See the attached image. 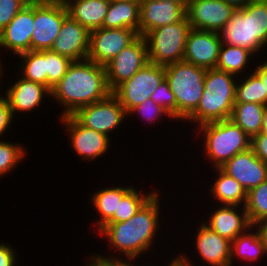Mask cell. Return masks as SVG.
<instances>
[{
  "mask_svg": "<svg viewBox=\"0 0 267 266\" xmlns=\"http://www.w3.org/2000/svg\"><path fill=\"white\" fill-rule=\"evenodd\" d=\"M110 93L105 66L85 59L69 65L66 74L52 88L50 96L66 107L62 116H69L81 107L106 98Z\"/></svg>",
  "mask_w": 267,
  "mask_h": 266,
  "instance_id": "cell-1",
  "label": "cell"
},
{
  "mask_svg": "<svg viewBox=\"0 0 267 266\" xmlns=\"http://www.w3.org/2000/svg\"><path fill=\"white\" fill-rule=\"evenodd\" d=\"M158 194H154L142 208L124 222L106 223L100 233L110 244L124 253L129 260L136 258L150 248L158 228Z\"/></svg>",
  "mask_w": 267,
  "mask_h": 266,
  "instance_id": "cell-2",
  "label": "cell"
},
{
  "mask_svg": "<svg viewBox=\"0 0 267 266\" xmlns=\"http://www.w3.org/2000/svg\"><path fill=\"white\" fill-rule=\"evenodd\" d=\"M221 33V42L226 45L239 46L252 53L259 51L267 43V2L239 6Z\"/></svg>",
  "mask_w": 267,
  "mask_h": 266,
  "instance_id": "cell-3",
  "label": "cell"
},
{
  "mask_svg": "<svg viewBox=\"0 0 267 266\" xmlns=\"http://www.w3.org/2000/svg\"><path fill=\"white\" fill-rule=\"evenodd\" d=\"M206 69L184 60L165 66V79L176 99V119H186L204 91Z\"/></svg>",
  "mask_w": 267,
  "mask_h": 266,
  "instance_id": "cell-4",
  "label": "cell"
},
{
  "mask_svg": "<svg viewBox=\"0 0 267 266\" xmlns=\"http://www.w3.org/2000/svg\"><path fill=\"white\" fill-rule=\"evenodd\" d=\"M205 135L206 154L222 167L236 154L251 148V138L231 119L200 125Z\"/></svg>",
  "mask_w": 267,
  "mask_h": 266,
  "instance_id": "cell-5",
  "label": "cell"
},
{
  "mask_svg": "<svg viewBox=\"0 0 267 266\" xmlns=\"http://www.w3.org/2000/svg\"><path fill=\"white\" fill-rule=\"evenodd\" d=\"M191 29V25L185 17L180 22L149 31L144 36L147 45L150 46L148 47L149 62L165 67L182 61L187 36Z\"/></svg>",
  "mask_w": 267,
  "mask_h": 266,
  "instance_id": "cell-6",
  "label": "cell"
},
{
  "mask_svg": "<svg viewBox=\"0 0 267 266\" xmlns=\"http://www.w3.org/2000/svg\"><path fill=\"white\" fill-rule=\"evenodd\" d=\"M165 79V67L147 63L130 79L120 84L112 93L118 98L127 114L146 99Z\"/></svg>",
  "mask_w": 267,
  "mask_h": 266,
  "instance_id": "cell-7",
  "label": "cell"
},
{
  "mask_svg": "<svg viewBox=\"0 0 267 266\" xmlns=\"http://www.w3.org/2000/svg\"><path fill=\"white\" fill-rule=\"evenodd\" d=\"M126 114L118 98L111 92L106 98L79 108L72 116L82 126L108 136L125 119Z\"/></svg>",
  "mask_w": 267,
  "mask_h": 266,
  "instance_id": "cell-8",
  "label": "cell"
},
{
  "mask_svg": "<svg viewBox=\"0 0 267 266\" xmlns=\"http://www.w3.org/2000/svg\"><path fill=\"white\" fill-rule=\"evenodd\" d=\"M148 60V45L144 36H139L105 65L106 80L113 92L120 84L130 79L143 68Z\"/></svg>",
  "mask_w": 267,
  "mask_h": 266,
  "instance_id": "cell-9",
  "label": "cell"
},
{
  "mask_svg": "<svg viewBox=\"0 0 267 266\" xmlns=\"http://www.w3.org/2000/svg\"><path fill=\"white\" fill-rule=\"evenodd\" d=\"M139 37L128 28H98L90 31L87 59L105 66Z\"/></svg>",
  "mask_w": 267,
  "mask_h": 266,
  "instance_id": "cell-10",
  "label": "cell"
},
{
  "mask_svg": "<svg viewBox=\"0 0 267 266\" xmlns=\"http://www.w3.org/2000/svg\"><path fill=\"white\" fill-rule=\"evenodd\" d=\"M67 16L68 11L63 4L34 3V29L31 37V50H50Z\"/></svg>",
  "mask_w": 267,
  "mask_h": 266,
  "instance_id": "cell-11",
  "label": "cell"
},
{
  "mask_svg": "<svg viewBox=\"0 0 267 266\" xmlns=\"http://www.w3.org/2000/svg\"><path fill=\"white\" fill-rule=\"evenodd\" d=\"M237 8L227 0H190L186 17L192 29L219 33Z\"/></svg>",
  "mask_w": 267,
  "mask_h": 266,
  "instance_id": "cell-12",
  "label": "cell"
},
{
  "mask_svg": "<svg viewBox=\"0 0 267 266\" xmlns=\"http://www.w3.org/2000/svg\"><path fill=\"white\" fill-rule=\"evenodd\" d=\"M221 44V35L218 32L191 29L183 60L205 69L216 68Z\"/></svg>",
  "mask_w": 267,
  "mask_h": 266,
  "instance_id": "cell-13",
  "label": "cell"
},
{
  "mask_svg": "<svg viewBox=\"0 0 267 266\" xmlns=\"http://www.w3.org/2000/svg\"><path fill=\"white\" fill-rule=\"evenodd\" d=\"M89 41L90 31L68 15L50 50L71 61H82L87 59Z\"/></svg>",
  "mask_w": 267,
  "mask_h": 266,
  "instance_id": "cell-14",
  "label": "cell"
},
{
  "mask_svg": "<svg viewBox=\"0 0 267 266\" xmlns=\"http://www.w3.org/2000/svg\"><path fill=\"white\" fill-rule=\"evenodd\" d=\"M220 168L238 181L246 192L267 180V164L251 148L236 154Z\"/></svg>",
  "mask_w": 267,
  "mask_h": 266,
  "instance_id": "cell-15",
  "label": "cell"
},
{
  "mask_svg": "<svg viewBox=\"0 0 267 266\" xmlns=\"http://www.w3.org/2000/svg\"><path fill=\"white\" fill-rule=\"evenodd\" d=\"M186 9L172 1L142 0L140 3L139 36L161 26L182 21Z\"/></svg>",
  "mask_w": 267,
  "mask_h": 266,
  "instance_id": "cell-16",
  "label": "cell"
},
{
  "mask_svg": "<svg viewBox=\"0 0 267 266\" xmlns=\"http://www.w3.org/2000/svg\"><path fill=\"white\" fill-rule=\"evenodd\" d=\"M34 29V3L24 6L9 24L0 31V46L22 54L31 50Z\"/></svg>",
  "mask_w": 267,
  "mask_h": 266,
  "instance_id": "cell-17",
  "label": "cell"
},
{
  "mask_svg": "<svg viewBox=\"0 0 267 266\" xmlns=\"http://www.w3.org/2000/svg\"><path fill=\"white\" fill-rule=\"evenodd\" d=\"M71 133L73 149L85 159H95L109 147V137L101 132L82 126L72 115L60 117Z\"/></svg>",
  "mask_w": 267,
  "mask_h": 266,
  "instance_id": "cell-18",
  "label": "cell"
},
{
  "mask_svg": "<svg viewBox=\"0 0 267 266\" xmlns=\"http://www.w3.org/2000/svg\"><path fill=\"white\" fill-rule=\"evenodd\" d=\"M235 94H218L204 90L197 108L185 119L193 120L200 125L230 119Z\"/></svg>",
  "mask_w": 267,
  "mask_h": 266,
  "instance_id": "cell-19",
  "label": "cell"
},
{
  "mask_svg": "<svg viewBox=\"0 0 267 266\" xmlns=\"http://www.w3.org/2000/svg\"><path fill=\"white\" fill-rule=\"evenodd\" d=\"M199 255L211 266L231 265V241L213 232L209 226L202 224L196 235Z\"/></svg>",
  "mask_w": 267,
  "mask_h": 266,
  "instance_id": "cell-20",
  "label": "cell"
},
{
  "mask_svg": "<svg viewBox=\"0 0 267 266\" xmlns=\"http://www.w3.org/2000/svg\"><path fill=\"white\" fill-rule=\"evenodd\" d=\"M236 207L237 206L224 205V207L212 214L209 224H206L213 232L218 233L221 237H224L231 242L239 234H242L253 227L248 218L245 206L243 213H241L242 215H238L237 211L234 209Z\"/></svg>",
  "mask_w": 267,
  "mask_h": 266,
  "instance_id": "cell-21",
  "label": "cell"
},
{
  "mask_svg": "<svg viewBox=\"0 0 267 266\" xmlns=\"http://www.w3.org/2000/svg\"><path fill=\"white\" fill-rule=\"evenodd\" d=\"M45 93L51 95V90L47 86L21 78L7 90L6 98L14 115L17 110L26 112L37 107Z\"/></svg>",
  "mask_w": 267,
  "mask_h": 266,
  "instance_id": "cell-22",
  "label": "cell"
},
{
  "mask_svg": "<svg viewBox=\"0 0 267 266\" xmlns=\"http://www.w3.org/2000/svg\"><path fill=\"white\" fill-rule=\"evenodd\" d=\"M109 5V0H68L65 4L68 15L89 31L103 27Z\"/></svg>",
  "mask_w": 267,
  "mask_h": 266,
  "instance_id": "cell-23",
  "label": "cell"
},
{
  "mask_svg": "<svg viewBox=\"0 0 267 266\" xmlns=\"http://www.w3.org/2000/svg\"><path fill=\"white\" fill-rule=\"evenodd\" d=\"M140 4L127 1H110L103 28H128L139 35Z\"/></svg>",
  "mask_w": 267,
  "mask_h": 266,
  "instance_id": "cell-24",
  "label": "cell"
},
{
  "mask_svg": "<svg viewBox=\"0 0 267 266\" xmlns=\"http://www.w3.org/2000/svg\"><path fill=\"white\" fill-rule=\"evenodd\" d=\"M264 109L262 104L235 102L230 119L252 138L261 132Z\"/></svg>",
  "mask_w": 267,
  "mask_h": 266,
  "instance_id": "cell-25",
  "label": "cell"
},
{
  "mask_svg": "<svg viewBox=\"0 0 267 266\" xmlns=\"http://www.w3.org/2000/svg\"><path fill=\"white\" fill-rule=\"evenodd\" d=\"M217 170L219 171V177L212 186L215 197L227 206H238L243 201L244 207L247 200L245 189L221 168H217Z\"/></svg>",
  "mask_w": 267,
  "mask_h": 266,
  "instance_id": "cell-26",
  "label": "cell"
},
{
  "mask_svg": "<svg viewBox=\"0 0 267 266\" xmlns=\"http://www.w3.org/2000/svg\"><path fill=\"white\" fill-rule=\"evenodd\" d=\"M132 187H115V188H105L98 191L93 195L92 202L100 213L101 219L99 223V229H101L115 213H117L118 200H121Z\"/></svg>",
  "mask_w": 267,
  "mask_h": 266,
  "instance_id": "cell-27",
  "label": "cell"
},
{
  "mask_svg": "<svg viewBox=\"0 0 267 266\" xmlns=\"http://www.w3.org/2000/svg\"><path fill=\"white\" fill-rule=\"evenodd\" d=\"M23 59L21 69L23 78L48 87V75L46 71V50L28 52L19 55Z\"/></svg>",
  "mask_w": 267,
  "mask_h": 266,
  "instance_id": "cell-28",
  "label": "cell"
},
{
  "mask_svg": "<svg viewBox=\"0 0 267 266\" xmlns=\"http://www.w3.org/2000/svg\"><path fill=\"white\" fill-rule=\"evenodd\" d=\"M251 54L252 52L245 48L232 45L224 47V43H222L219 49V59L216 68L236 75L245 68L244 66L249 61Z\"/></svg>",
  "mask_w": 267,
  "mask_h": 266,
  "instance_id": "cell-29",
  "label": "cell"
},
{
  "mask_svg": "<svg viewBox=\"0 0 267 266\" xmlns=\"http://www.w3.org/2000/svg\"><path fill=\"white\" fill-rule=\"evenodd\" d=\"M239 234L232 242H231V264L233 263V255H237L243 259L248 260H257L260 254H265L266 250L262 243L261 237L259 236V232L246 234ZM235 252V253H234Z\"/></svg>",
  "mask_w": 267,
  "mask_h": 266,
  "instance_id": "cell-30",
  "label": "cell"
},
{
  "mask_svg": "<svg viewBox=\"0 0 267 266\" xmlns=\"http://www.w3.org/2000/svg\"><path fill=\"white\" fill-rule=\"evenodd\" d=\"M235 102L267 105L264 84L255 72L242 83L236 85Z\"/></svg>",
  "mask_w": 267,
  "mask_h": 266,
  "instance_id": "cell-31",
  "label": "cell"
},
{
  "mask_svg": "<svg viewBox=\"0 0 267 266\" xmlns=\"http://www.w3.org/2000/svg\"><path fill=\"white\" fill-rule=\"evenodd\" d=\"M245 209L252 226L267 219V180L247 192Z\"/></svg>",
  "mask_w": 267,
  "mask_h": 266,
  "instance_id": "cell-32",
  "label": "cell"
},
{
  "mask_svg": "<svg viewBox=\"0 0 267 266\" xmlns=\"http://www.w3.org/2000/svg\"><path fill=\"white\" fill-rule=\"evenodd\" d=\"M156 193L142 196L135 191L134 187L121 199L118 200L117 213L107 223H117L127 221L134 216L142 206Z\"/></svg>",
  "mask_w": 267,
  "mask_h": 266,
  "instance_id": "cell-33",
  "label": "cell"
},
{
  "mask_svg": "<svg viewBox=\"0 0 267 266\" xmlns=\"http://www.w3.org/2000/svg\"><path fill=\"white\" fill-rule=\"evenodd\" d=\"M234 75L217 68L206 69L204 90L218 94H235L236 84L232 78Z\"/></svg>",
  "mask_w": 267,
  "mask_h": 266,
  "instance_id": "cell-34",
  "label": "cell"
},
{
  "mask_svg": "<svg viewBox=\"0 0 267 266\" xmlns=\"http://www.w3.org/2000/svg\"><path fill=\"white\" fill-rule=\"evenodd\" d=\"M69 58L51 50H46V71L48 75V88H52L66 74L69 65L72 63Z\"/></svg>",
  "mask_w": 267,
  "mask_h": 266,
  "instance_id": "cell-35",
  "label": "cell"
},
{
  "mask_svg": "<svg viewBox=\"0 0 267 266\" xmlns=\"http://www.w3.org/2000/svg\"><path fill=\"white\" fill-rule=\"evenodd\" d=\"M24 149L13 143L0 141V176L11 171L24 157Z\"/></svg>",
  "mask_w": 267,
  "mask_h": 266,
  "instance_id": "cell-36",
  "label": "cell"
},
{
  "mask_svg": "<svg viewBox=\"0 0 267 266\" xmlns=\"http://www.w3.org/2000/svg\"><path fill=\"white\" fill-rule=\"evenodd\" d=\"M150 98L168 111L172 118H176V99L166 79L159 83Z\"/></svg>",
  "mask_w": 267,
  "mask_h": 266,
  "instance_id": "cell-37",
  "label": "cell"
},
{
  "mask_svg": "<svg viewBox=\"0 0 267 266\" xmlns=\"http://www.w3.org/2000/svg\"><path fill=\"white\" fill-rule=\"evenodd\" d=\"M26 4L22 0H0V31Z\"/></svg>",
  "mask_w": 267,
  "mask_h": 266,
  "instance_id": "cell-38",
  "label": "cell"
},
{
  "mask_svg": "<svg viewBox=\"0 0 267 266\" xmlns=\"http://www.w3.org/2000/svg\"><path fill=\"white\" fill-rule=\"evenodd\" d=\"M136 113L139 112L144 117L147 116V120H153L157 119V116L160 117L162 114L169 115V112L166 111L163 107L159 106L155 101H153L151 98L146 99L144 102H142L140 105L134 107L130 113ZM161 114V115H160ZM146 118V117H145ZM153 118V119H152Z\"/></svg>",
  "mask_w": 267,
  "mask_h": 266,
  "instance_id": "cell-39",
  "label": "cell"
},
{
  "mask_svg": "<svg viewBox=\"0 0 267 266\" xmlns=\"http://www.w3.org/2000/svg\"><path fill=\"white\" fill-rule=\"evenodd\" d=\"M251 149L254 154L267 164V134L259 133L251 138Z\"/></svg>",
  "mask_w": 267,
  "mask_h": 266,
  "instance_id": "cell-40",
  "label": "cell"
},
{
  "mask_svg": "<svg viewBox=\"0 0 267 266\" xmlns=\"http://www.w3.org/2000/svg\"><path fill=\"white\" fill-rule=\"evenodd\" d=\"M13 119V113L6 97L0 96V135L8 128Z\"/></svg>",
  "mask_w": 267,
  "mask_h": 266,
  "instance_id": "cell-41",
  "label": "cell"
},
{
  "mask_svg": "<svg viewBox=\"0 0 267 266\" xmlns=\"http://www.w3.org/2000/svg\"><path fill=\"white\" fill-rule=\"evenodd\" d=\"M15 252L9 246L0 244V266H14Z\"/></svg>",
  "mask_w": 267,
  "mask_h": 266,
  "instance_id": "cell-42",
  "label": "cell"
},
{
  "mask_svg": "<svg viewBox=\"0 0 267 266\" xmlns=\"http://www.w3.org/2000/svg\"><path fill=\"white\" fill-rule=\"evenodd\" d=\"M94 261L87 266H128V263L120 259H112L97 256L92 257ZM112 259V260H111Z\"/></svg>",
  "mask_w": 267,
  "mask_h": 266,
  "instance_id": "cell-43",
  "label": "cell"
},
{
  "mask_svg": "<svg viewBox=\"0 0 267 266\" xmlns=\"http://www.w3.org/2000/svg\"><path fill=\"white\" fill-rule=\"evenodd\" d=\"M262 80L264 84V93L267 95V61L261 64L259 67L256 68L254 71Z\"/></svg>",
  "mask_w": 267,
  "mask_h": 266,
  "instance_id": "cell-44",
  "label": "cell"
},
{
  "mask_svg": "<svg viewBox=\"0 0 267 266\" xmlns=\"http://www.w3.org/2000/svg\"><path fill=\"white\" fill-rule=\"evenodd\" d=\"M256 224L261 225V227L257 231L259 232V236L261 237L267 254V219L256 222L255 225Z\"/></svg>",
  "mask_w": 267,
  "mask_h": 266,
  "instance_id": "cell-45",
  "label": "cell"
},
{
  "mask_svg": "<svg viewBox=\"0 0 267 266\" xmlns=\"http://www.w3.org/2000/svg\"><path fill=\"white\" fill-rule=\"evenodd\" d=\"M261 133L267 134V105L263 112Z\"/></svg>",
  "mask_w": 267,
  "mask_h": 266,
  "instance_id": "cell-46",
  "label": "cell"
},
{
  "mask_svg": "<svg viewBox=\"0 0 267 266\" xmlns=\"http://www.w3.org/2000/svg\"><path fill=\"white\" fill-rule=\"evenodd\" d=\"M171 264L169 266H190L189 264L185 263L179 256L172 260Z\"/></svg>",
  "mask_w": 267,
  "mask_h": 266,
  "instance_id": "cell-47",
  "label": "cell"
},
{
  "mask_svg": "<svg viewBox=\"0 0 267 266\" xmlns=\"http://www.w3.org/2000/svg\"><path fill=\"white\" fill-rule=\"evenodd\" d=\"M157 1H172V2H176V3H179L181 6H183L186 9L190 0H157Z\"/></svg>",
  "mask_w": 267,
  "mask_h": 266,
  "instance_id": "cell-48",
  "label": "cell"
},
{
  "mask_svg": "<svg viewBox=\"0 0 267 266\" xmlns=\"http://www.w3.org/2000/svg\"><path fill=\"white\" fill-rule=\"evenodd\" d=\"M227 1L234 3L237 7L245 5V0H227Z\"/></svg>",
  "mask_w": 267,
  "mask_h": 266,
  "instance_id": "cell-49",
  "label": "cell"
},
{
  "mask_svg": "<svg viewBox=\"0 0 267 266\" xmlns=\"http://www.w3.org/2000/svg\"><path fill=\"white\" fill-rule=\"evenodd\" d=\"M67 2L68 0H47V3L63 4V5H65Z\"/></svg>",
  "mask_w": 267,
  "mask_h": 266,
  "instance_id": "cell-50",
  "label": "cell"
},
{
  "mask_svg": "<svg viewBox=\"0 0 267 266\" xmlns=\"http://www.w3.org/2000/svg\"><path fill=\"white\" fill-rule=\"evenodd\" d=\"M26 5L28 4H33V3H38V0H22Z\"/></svg>",
  "mask_w": 267,
  "mask_h": 266,
  "instance_id": "cell-51",
  "label": "cell"
},
{
  "mask_svg": "<svg viewBox=\"0 0 267 266\" xmlns=\"http://www.w3.org/2000/svg\"><path fill=\"white\" fill-rule=\"evenodd\" d=\"M255 2H267V0H245L246 3H255Z\"/></svg>",
  "mask_w": 267,
  "mask_h": 266,
  "instance_id": "cell-52",
  "label": "cell"
},
{
  "mask_svg": "<svg viewBox=\"0 0 267 266\" xmlns=\"http://www.w3.org/2000/svg\"><path fill=\"white\" fill-rule=\"evenodd\" d=\"M109 1H127V2H137V3H141L142 0H109Z\"/></svg>",
  "mask_w": 267,
  "mask_h": 266,
  "instance_id": "cell-53",
  "label": "cell"
},
{
  "mask_svg": "<svg viewBox=\"0 0 267 266\" xmlns=\"http://www.w3.org/2000/svg\"><path fill=\"white\" fill-rule=\"evenodd\" d=\"M185 263L189 264L190 266H192V264L190 263L189 259L186 258V256H181L180 257Z\"/></svg>",
  "mask_w": 267,
  "mask_h": 266,
  "instance_id": "cell-54",
  "label": "cell"
},
{
  "mask_svg": "<svg viewBox=\"0 0 267 266\" xmlns=\"http://www.w3.org/2000/svg\"><path fill=\"white\" fill-rule=\"evenodd\" d=\"M38 1L42 3H47V0H38Z\"/></svg>",
  "mask_w": 267,
  "mask_h": 266,
  "instance_id": "cell-55",
  "label": "cell"
}]
</instances>
